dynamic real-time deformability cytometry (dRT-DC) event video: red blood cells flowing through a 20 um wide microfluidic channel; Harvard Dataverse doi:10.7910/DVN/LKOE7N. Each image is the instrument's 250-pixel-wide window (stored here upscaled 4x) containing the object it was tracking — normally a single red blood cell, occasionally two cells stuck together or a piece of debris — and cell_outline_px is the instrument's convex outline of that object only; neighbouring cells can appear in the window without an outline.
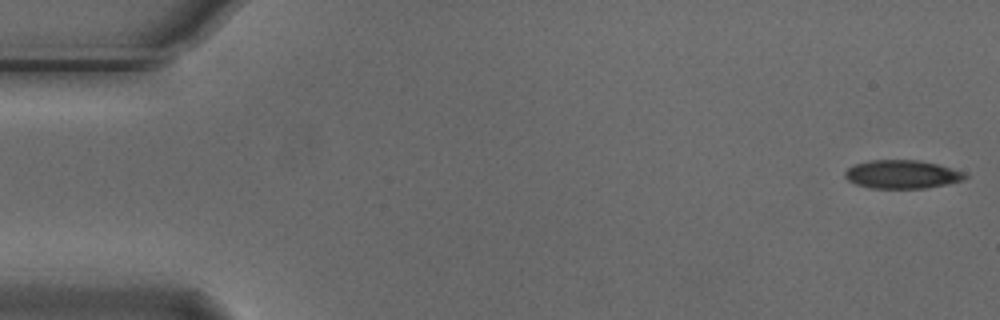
{"species": "Egyptian fruit bat (a non-hibernating species)", "species_latin": "Rousettus aegyptiacus", "temperature_condition": "cold", "stored_images_in_passage": 5, "camera_frame_rate_fps": 3000, "um_per_image_px": 0.085, "animal": {"sex": "male"}, "frame": {"image": 1, "passage_image": 1, "time_ms": 0.0, "image_size_px": [1000, 320], "cell_outline_px": [[968, 176], [964, 180], [948, 184], [924, 188], [868, 188], [856, 184], [848, 180], [844, 176], [844, 172], [848, 168], [856, 164], [872, 160], [916, 160], [936, 164], [964, 172]], "centroid_in_image_um": [76.67, 14.83], "position_along_channel_um": 8.3, "area_um2": 19.77}}
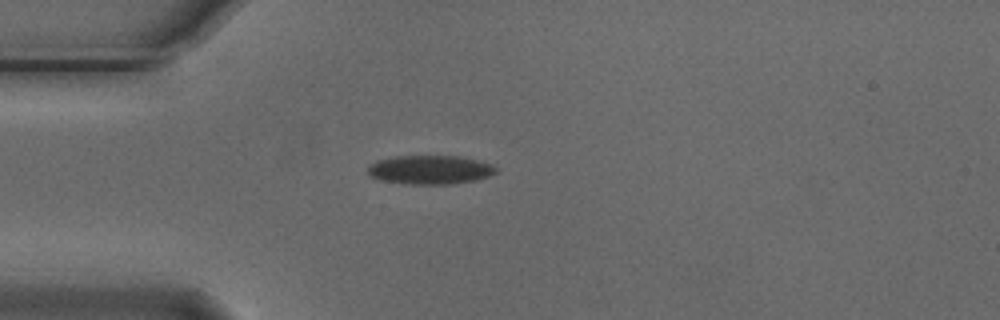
{"frame": {"image": 2, "passage_image": 4, "time_ms": 1.0, "image_size_px": [1000, 320], "cell_outline_px": [[496, 172], [488, 176], [476, 180], [452, 184], [404, 184], [380, 180], [368, 176], [368, 168], [376, 160], [396, 156], [460, 156], [492, 164], [496, 168]], "centroid_in_image_um": [36.53, 14.43], "position_along_channel_um": 48.5, "area_um2": 21.62}}